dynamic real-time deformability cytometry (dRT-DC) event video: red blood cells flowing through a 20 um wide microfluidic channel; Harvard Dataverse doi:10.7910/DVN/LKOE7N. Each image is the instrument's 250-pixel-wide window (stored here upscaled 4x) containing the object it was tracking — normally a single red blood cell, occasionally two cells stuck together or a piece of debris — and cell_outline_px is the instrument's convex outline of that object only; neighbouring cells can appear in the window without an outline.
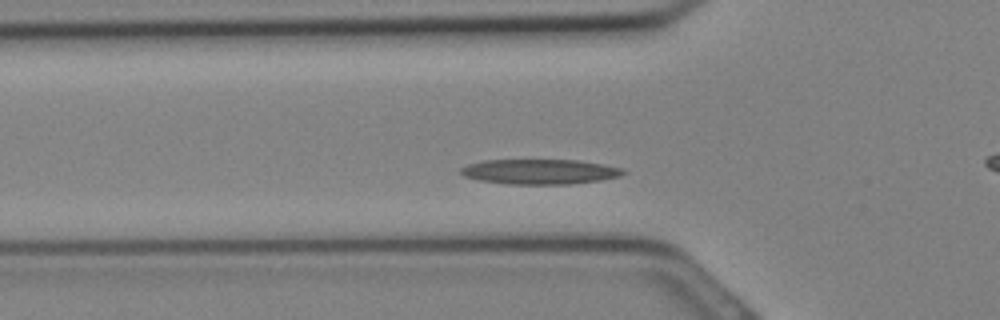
{"species": "Egyptian fruit bat (a non-hibernating species)", "species_latin": "Rousettus aegyptiacus", "temperature_condition": "cold", "stored_images_in_passage": 24, "camera_frame_rate_fps": 3000, "um_per_image_px": 0.085, "animal": {"sex": "female"}, "frame": {"image": 1, "passage_image": 6, "time_ms": 1.667, "image_size_px": [1000, 320], "cell_outline_px": [[628, 172], [620, 176], [600, 180], [568, 184], [508, 184], [480, 180], [464, 176], [460, 172], [460, 168], [468, 164], [484, 160], [580, 160], [624, 168]], "centroid_in_image_um": [45.91, 14.59], "position_along_channel_um": 79.9, "area_um2": 23.7}}
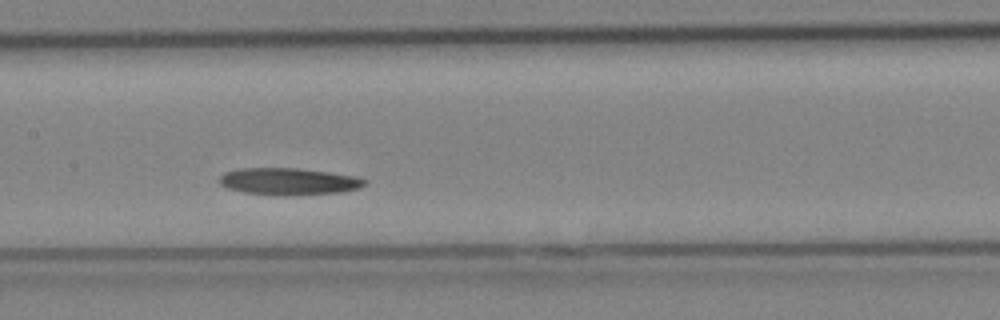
{"frame": {"image": 2, "passage_image": 11, "time_ms": 3.333, "image_size_px": [1000, 320], "cell_outline_px": [[368, 184], [360, 188], [344, 192], [292, 196], [284, 196], [244, 192], [228, 188], [220, 184], [216, 180], [224, 172], [240, 168], [296, 168], [328, 172], [356, 176], [368, 180]], "centroid_in_image_um": [24.57, 15.43], "position_along_channel_um": 182.8, "area_um2": 23.24}}
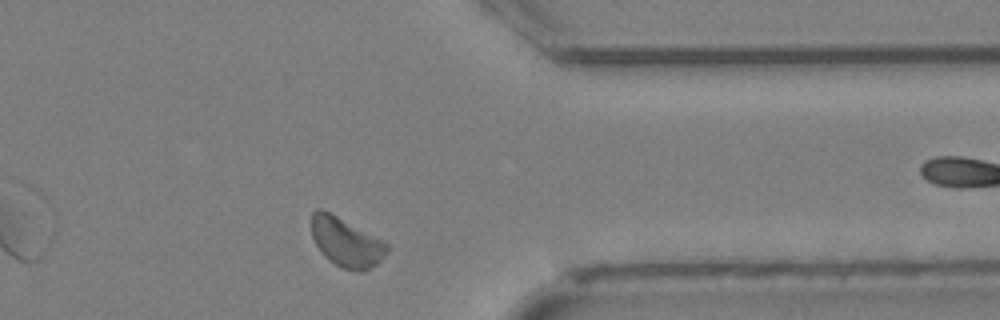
{"frame": {"image": 3, "passage_image": 21, "time_ms": 6.667, "image_size_px": [1000, 320], "cell_outline_px": [[388, 252], [376, 264], [360, 272], [356, 272], [344, 268], [336, 264], [324, 256], [316, 244], [312, 236], [312, 212], [316, 208], [320, 208], [336, 216], [388, 244]], "centroid_in_image_um": [29.4, 20.6], "position_along_channel_um": 382.0, "area_um2": 20.92}}